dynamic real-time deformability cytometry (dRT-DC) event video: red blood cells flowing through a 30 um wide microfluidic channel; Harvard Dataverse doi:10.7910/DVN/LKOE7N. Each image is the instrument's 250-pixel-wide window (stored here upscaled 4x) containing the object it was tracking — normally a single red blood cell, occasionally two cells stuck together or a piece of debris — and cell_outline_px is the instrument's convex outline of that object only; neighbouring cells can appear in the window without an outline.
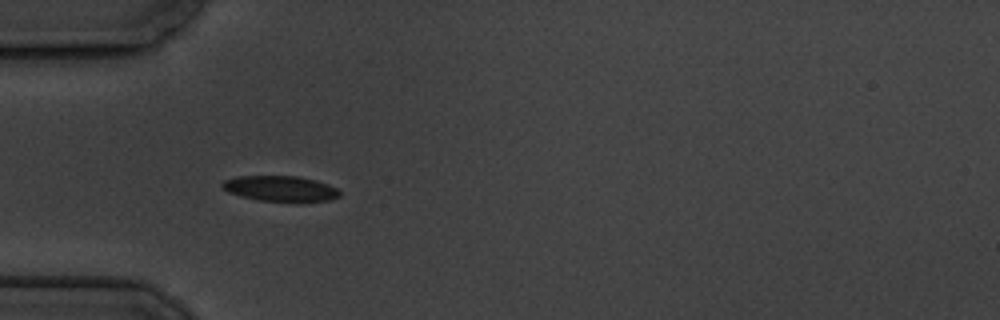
{"species": "common noctule bat (a hibernating species)", "species_latin": "Nyctalus noctula", "temperature_condition": "cold", "stored_images_in_passage": 7, "camera_frame_rate_fps": 3000, "um_per_image_px": 0.085, "animal": {"sex": "male", "body_mass_g": 19.5, "forearm_length_mm": 54.6}, "frame": {"image": 1, "passage_image": 6, "time_ms": 5.667, "image_size_px": [1000, 320], "cell_outline_px": [[340, 196], [328, 200], [256, 200], [240, 196], [228, 192], [220, 188], [220, 184], [224, 180], [236, 176], [296, 176], [316, 180], [328, 184], [336, 188], [340, 192]], "centroid_in_image_um": [23.75, 16.0], "position_along_channel_um": 61.3, "area_um2": 17.17}}